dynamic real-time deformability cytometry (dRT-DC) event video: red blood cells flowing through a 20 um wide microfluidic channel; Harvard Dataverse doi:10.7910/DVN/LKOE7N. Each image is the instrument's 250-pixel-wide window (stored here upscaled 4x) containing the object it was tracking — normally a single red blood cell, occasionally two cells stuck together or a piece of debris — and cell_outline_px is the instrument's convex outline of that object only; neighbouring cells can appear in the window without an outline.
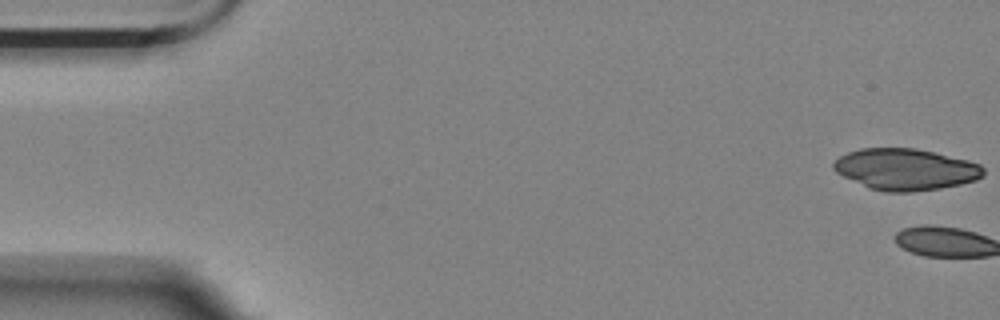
{"species": "Egyptian fruit bat (a non-hibernating species)", "species_latin": "Rousettus aegyptiacus", "temperature_condition": "room temperature", "stored_images_in_passage": 5, "camera_frame_rate_fps": 3000, "um_per_image_px": 0.085, "animal": {"sex": "female"}, "frame": {"image": 1, "passage_image": 1, "time_ms": 0.0, "image_size_px": [1000, 320], "cell_outline_px": [[984, 176], [976, 180], [960, 184], [940, 188], [912, 192], [884, 192], [868, 188], [836, 172], [832, 168], [832, 164], [840, 156], [848, 152], [860, 148], [916, 148], [968, 160], [980, 164], [984, 168]], "centroid_in_image_um": [76.97, 14.39], "position_along_channel_um": 8.0, "area_um2": 36.24}}
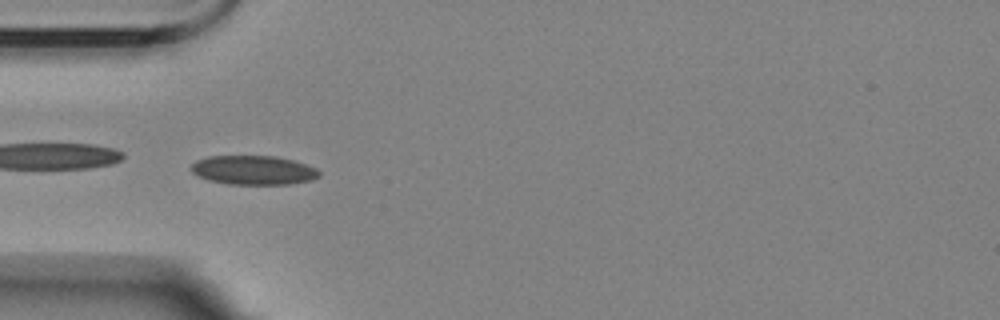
{"frame": {"image": 2, "passage_image": 4, "time_ms": 6.0, "image_size_px": [1000, 320], "cell_outline_px": [[320, 176], [312, 180], [288, 184], [228, 184], [208, 180], [196, 176], [192, 172], [192, 164], [196, 160], [208, 156], [276, 156], [292, 160], [316, 168], [320, 172]], "centroid_in_image_um": [21.52, 14.46], "position_along_channel_um": 63.5, "area_um2": 21.73}}